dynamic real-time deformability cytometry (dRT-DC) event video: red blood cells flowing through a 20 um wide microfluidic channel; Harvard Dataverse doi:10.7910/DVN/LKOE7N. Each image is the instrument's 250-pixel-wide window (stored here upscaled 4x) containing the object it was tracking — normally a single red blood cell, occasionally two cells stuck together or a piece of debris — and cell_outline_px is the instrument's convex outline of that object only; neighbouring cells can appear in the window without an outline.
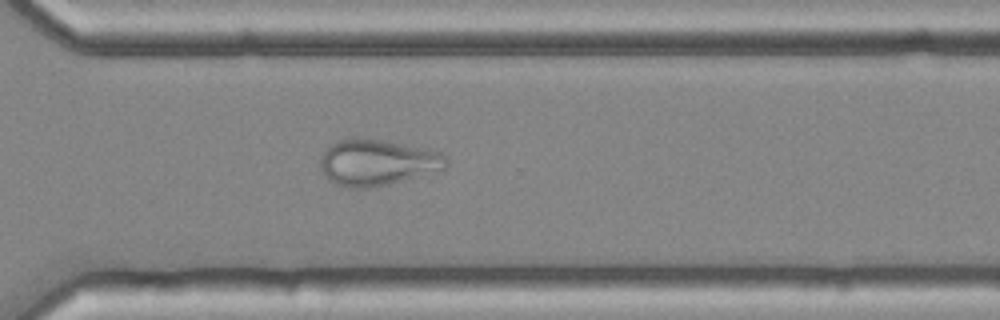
{"species": "common noctule bat (a hibernating species)", "species_latin": "Nyctalus noctula", "temperature_condition": "cold", "stored_images_in_passage": 54, "camera_frame_rate_fps": 3000, "um_per_image_px": 0.085, "animal": {"sex": "female", "body_mass_g": 25.1}, "frame": {"image": 1, "passage_image": 39, "time_ms": 12.667, "image_size_px": [1000, 320], "cell_outline_px": [[448, 164], [444, 168], [388, 184], [368, 188], [348, 188], [336, 184], [328, 180], [324, 176], [320, 168], [320, 160], [324, 152], [336, 140], [352, 136], [360, 136], [428, 148], [440, 152], [448, 160]], "centroid_in_image_um": [32.01, 13.78], "position_along_channel_um": 338.6, "area_um2": 34.04}}